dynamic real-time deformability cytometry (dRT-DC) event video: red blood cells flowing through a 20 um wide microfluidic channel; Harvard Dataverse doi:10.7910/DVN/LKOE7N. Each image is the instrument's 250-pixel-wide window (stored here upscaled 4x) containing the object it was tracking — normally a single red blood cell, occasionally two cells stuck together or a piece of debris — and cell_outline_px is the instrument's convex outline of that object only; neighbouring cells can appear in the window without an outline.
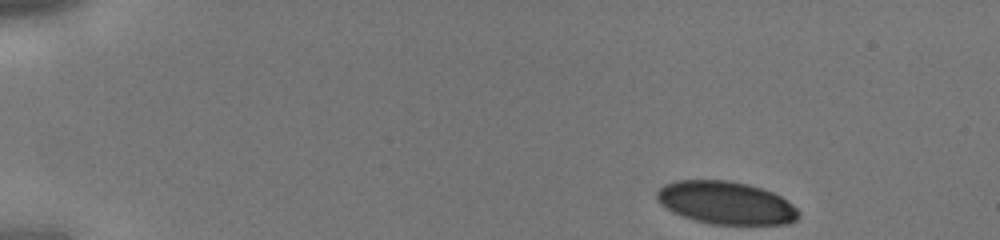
{"species": "human", "species_latin": "Homo sapiens", "temperature_condition": "cold", "stored_images_in_passage": 38, "camera_frame_rate_fps": 3000, "um_per_image_px": 0.085, "donor": {"sex": "male"}, "frame": {"image": 1, "passage_image": 1, "time_ms": 0.0, "image_size_px": [1000, 240], "cell_outline_px": [[800, 216], [796, 220], [788, 224], [712, 224], [696, 220], [672, 212], [660, 204], [656, 196], [656, 192], [664, 184], [676, 180], [724, 180], [748, 184], [772, 192], [780, 196], [792, 204], [800, 212]], "centroid_in_image_um": [61.7, 17.24], "position_along_channel_um": 23.3, "area_um2": 35.26}}
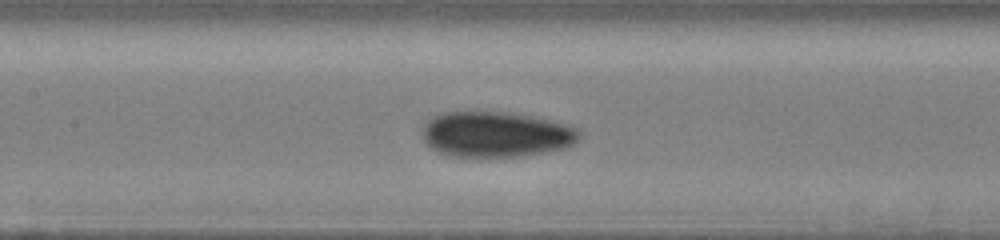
{"frame": {"image": 2, "passage_image": 17, "time_ms": 5.333, "image_size_px": [1000, 240], "cell_outline_px": [[580, 140], [568, 148], [520, 156], [448, 156], [432, 148], [424, 140], [424, 124], [432, 116], [440, 112], [508, 112], [532, 116], [552, 120], [568, 124], [576, 128], [580, 132]], "centroid_in_image_um": [42.2, 11.41], "position_along_channel_um": 165.2, "area_um2": 41.73}}
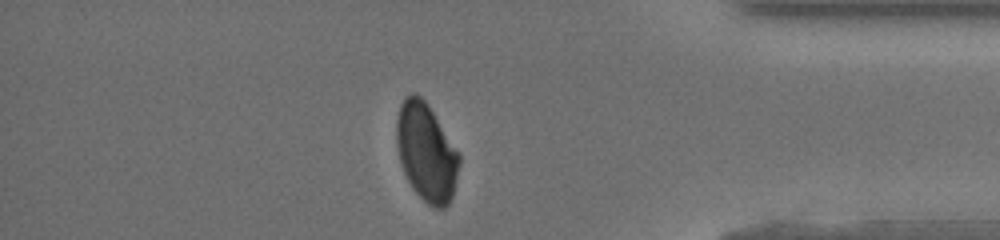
{"frame": {"image": 3, "passage_image": 33, "time_ms": 10.667, "image_size_px": [1000, 240], "cell_outline_px": [[460, 164], [452, 196], [448, 204], [444, 208], [432, 208], [412, 188], [404, 172], [400, 160], [396, 144], [396, 120], [400, 104], [404, 96], [412, 92], [420, 96], [428, 104], [460, 152]], "centroid_in_image_um": [36.24, 12.91], "position_along_channel_um": 399.0, "area_um2": 36.01}}